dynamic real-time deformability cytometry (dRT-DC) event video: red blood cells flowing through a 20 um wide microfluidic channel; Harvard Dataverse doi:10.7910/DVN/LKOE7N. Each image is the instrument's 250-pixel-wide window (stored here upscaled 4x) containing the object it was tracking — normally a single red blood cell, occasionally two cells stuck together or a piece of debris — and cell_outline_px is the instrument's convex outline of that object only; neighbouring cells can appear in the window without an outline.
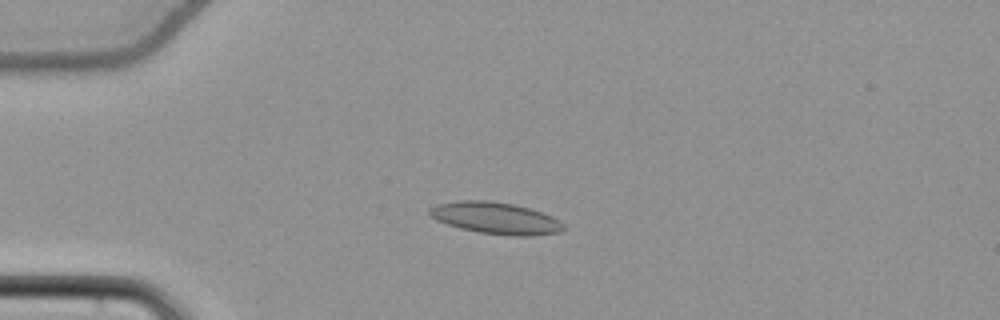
{"species": "common noctule bat (a hibernating species)", "species_latin": "Nyctalus noctula", "temperature_condition": "cold", "stored_images_in_passage": 55, "camera_frame_rate_fps": 3000, "um_per_image_px": 0.085, "animal": {"sex": "female", "body_mass_g": 22.7, "forearm_length_mm": 54.2}, "frame": {"image": 1, "passage_image": 15, "time_ms": 4.667, "image_size_px": [1000, 320], "cell_outline_px": [[564, 228], [560, 232], [528, 236], [512, 236], [480, 232], [460, 228], [436, 220], [428, 212], [428, 208], [436, 204], [460, 200], [488, 200], [516, 204], [532, 208], [552, 216], [560, 220], [564, 224]], "centroid_in_image_um": [42.15, 18.52], "position_along_channel_um": 42.9, "area_um2": 24.97}}
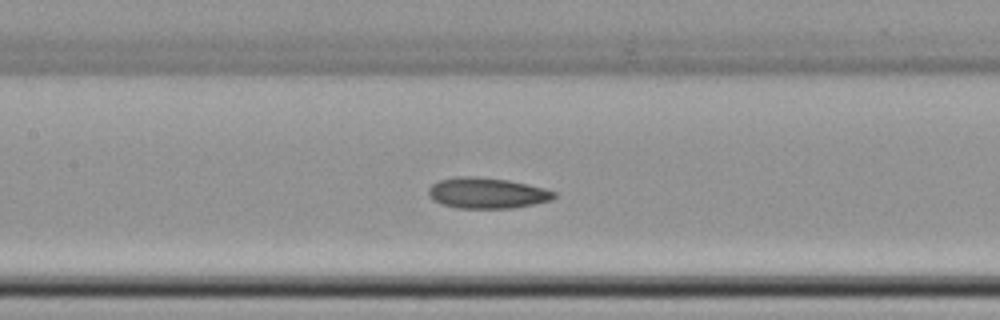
{"frame": {"image": 2, "passage_image": 27, "time_ms": 8.667, "image_size_px": [1000, 320], "cell_outline_px": [[556, 196], [552, 200], [512, 208], [456, 208], [432, 200], [428, 196], [428, 188], [432, 184], [440, 180], [456, 176], [476, 176], [508, 180], [544, 188], [556, 192]], "centroid_in_image_um": [41.37, 16.4], "position_along_channel_um": 166.0, "area_um2": 22.54}}
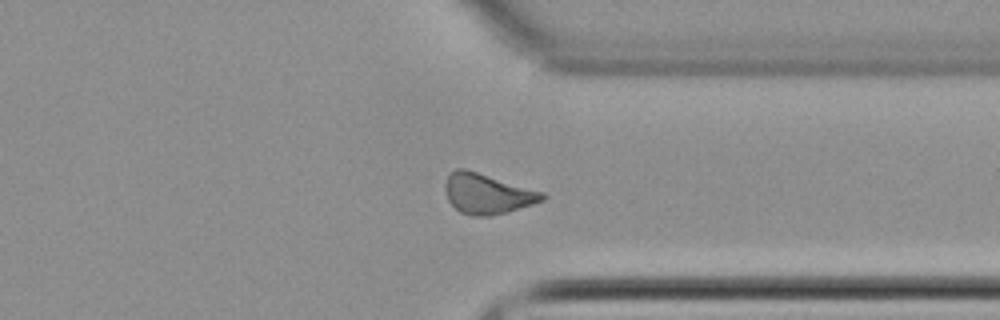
{"frame": {"image": 3, "passage_image": 43, "time_ms": 14.0, "image_size_px": [1000, 320], "cell_outline_px": [[548, 196], [544, 200], [508, 212], [492, 216], [472, 216], [460, 212], [448, 200], [444, 188], [444, 184], [448, 176], [456, 168], [464, 168], [544, 192]], "centroid_in_image_um": [41.42, 16.47], "position_along_channel_um": 370.0, "area_um2": 22.77}, "authors_computed_cell_mechanics": {"area_um2": 22.542, "velocity_mm_per_s": 3.8322, "shape_relaxation_time_tau1_ms": 5.4385, "shape_relaxation_time_tau2_ms": 4.3768, "deformation_change_tau1": 0.0977, "deformation_change_tau2": 0.0993}}